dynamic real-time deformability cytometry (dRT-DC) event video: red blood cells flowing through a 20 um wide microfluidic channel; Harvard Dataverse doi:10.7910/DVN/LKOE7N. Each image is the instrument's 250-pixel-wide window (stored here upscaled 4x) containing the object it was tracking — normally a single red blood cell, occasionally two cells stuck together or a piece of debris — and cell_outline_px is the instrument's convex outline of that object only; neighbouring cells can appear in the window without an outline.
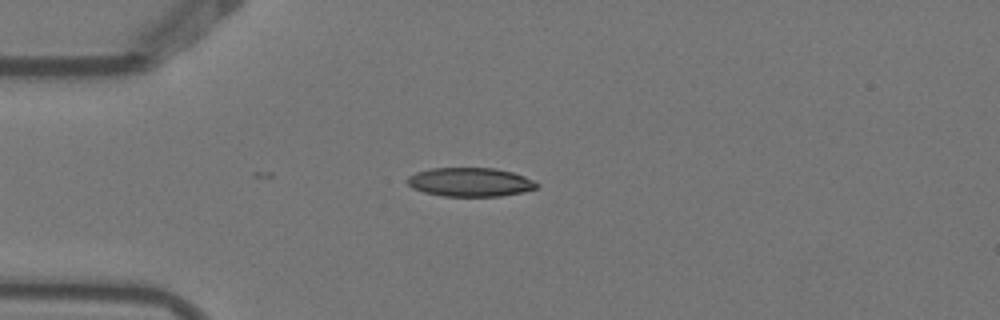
{"species": "Egyptian fruit bat (a non-hibernating species)", "species_latin": "Rousettus aegyptiacus", "temperature_condition": "warm", "stored_images_in_passage": 1, "camera_frame_rate_fps": 3000, "um_per_image_px": 0.085, "animal": {"sex": "female"}, "frame": {"image": 1, "passage_image": 1, "time_ms": 0.0, "image_size_px": [1000, 320], "cell_outline_px": [[540, 184], [536, 188], [524, 192], [500, 196], [444, 196], [424, 192], [412, 188], [408, 184], [408, 176], [416, 172], [432, 168], [496, 168], [512, 172], [524, 176]], "centroid_in_image_um": [39.97, 15.48], "position_along_channel_um": 45.0, "area_um2": 21.73}}